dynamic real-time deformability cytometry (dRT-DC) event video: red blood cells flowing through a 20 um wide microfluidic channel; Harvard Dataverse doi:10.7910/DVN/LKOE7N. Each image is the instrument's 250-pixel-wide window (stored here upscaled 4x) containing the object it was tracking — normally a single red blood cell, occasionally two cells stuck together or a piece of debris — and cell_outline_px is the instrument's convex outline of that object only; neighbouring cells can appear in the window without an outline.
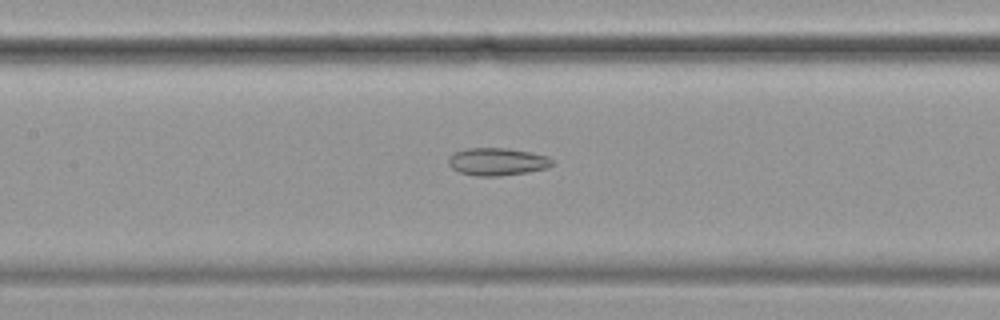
{"species": "common noctule bat (a hibernating species)", "species_latin": "Nyctalus noctula", "temperature_condition": "cold", "stored_images_in_passage": 17, "camera_frame_rate_fps": 3000, "um_per_image_px": 0.085, "animal": {"sex": "female", "body_mass_g": 19.9}, "frame": {"image": 1, "passage_image": 12, "time_ms": 3.667, "image_size_px": [1000, 320], "cell_outline_px": [[556, 164], [548, 168], [528, 172], [500, 176], [476, 176], [460, 172], [452, 168], [448, 164], [448, 160], [456, 152], [468, 148], [508, 148], [548, 156]], "centroid_in_image_um": [42.31, 13.75], "position_along_channel_um": 165.1, "area_um2": 16.65}}
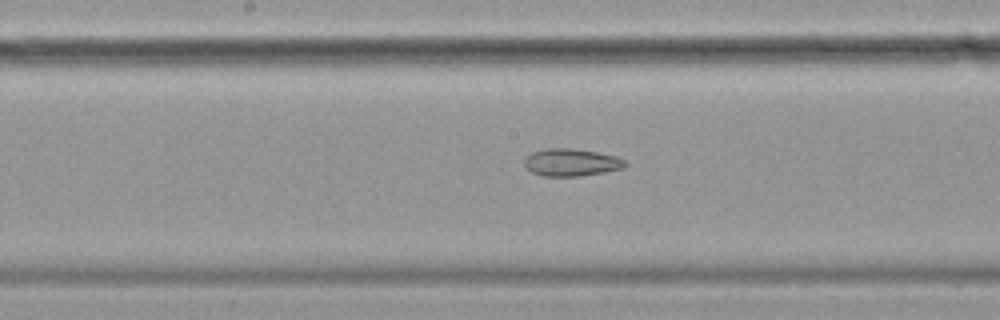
{"frame": {"image": 2, "passage_image": 15, "time_ms": 4.667, "image_size_px": [1000, 320], "cell_outline_px": [[628, 164], [624, 168], [604, 172], [580, 176], [544, 176], [532, 172], [524, 164], [524, 160], [532, 152], [548, 148], [572, 148], [596, 152], [616, 156], [624, 160]], "centroid_in_image_um": [48.58, 13.8], "position_along_channel_um": 199.6, "area_um2": 16.01}}